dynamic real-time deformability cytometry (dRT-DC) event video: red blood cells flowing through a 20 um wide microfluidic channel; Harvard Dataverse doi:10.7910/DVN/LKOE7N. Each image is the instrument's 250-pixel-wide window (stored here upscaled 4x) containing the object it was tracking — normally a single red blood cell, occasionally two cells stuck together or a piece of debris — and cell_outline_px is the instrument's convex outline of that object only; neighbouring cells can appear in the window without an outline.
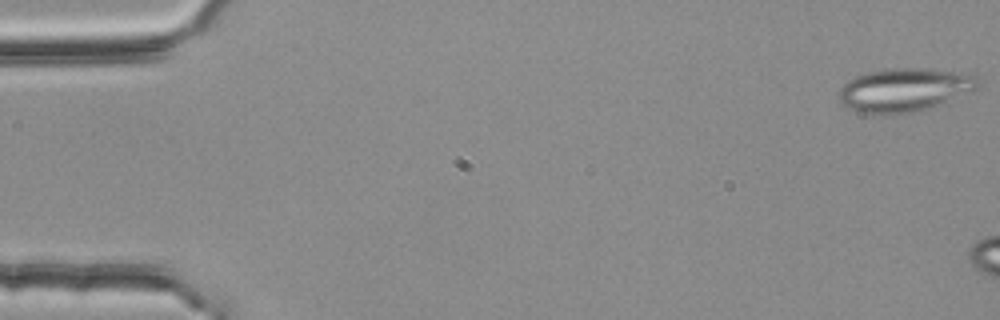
{"species": "common noctule bat (a hibernating species)", "species_latin": "Nyctalus noctula", "temperature_condition": "room temperature", "stored_images_in_passage": 15, "camera_frame_rate_fps": 3000, "um_per_image_px": 0.085, "animal": {"sex": "female", "body_mass_g": 25.1}, "frame": {"image": 1, "passage_image": 1, "time_ms": 0.0, "image_size_px": [1000, 320], "cell_outline_px": [[984, 84], [976, 88], [936, 104], [912, 112], [892, 116], [860, 112], [844, 104], [840, 100], [836, 92], [848, 80], [856, 76], [868, 72], [896, 68], [920, 68], [972, 72]], "centroid_in_image_um": [76.88, 7.62], "position_along_channel_um": 8.1, "area_um2": 35.08}}